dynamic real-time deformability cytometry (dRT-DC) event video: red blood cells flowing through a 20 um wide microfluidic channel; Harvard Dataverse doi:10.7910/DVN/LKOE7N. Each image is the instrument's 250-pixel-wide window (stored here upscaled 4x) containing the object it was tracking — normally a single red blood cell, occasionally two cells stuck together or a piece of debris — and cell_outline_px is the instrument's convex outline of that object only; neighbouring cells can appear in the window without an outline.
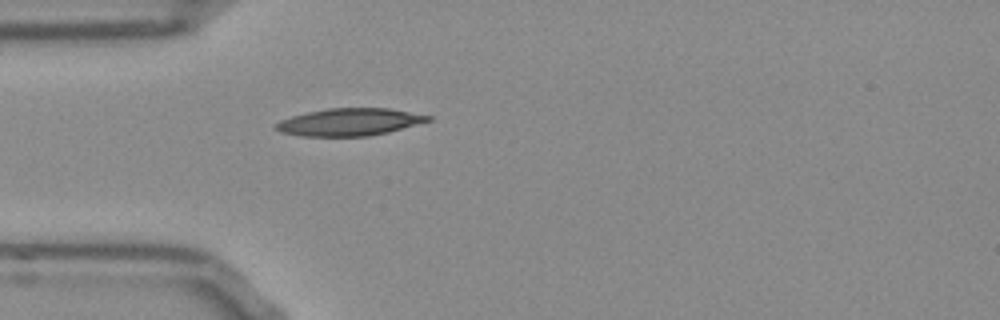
{"species": "Egyptian fruit bat (a non-hibernating species)", "species_latin": "Rousettus aegyptiacus", "temperature_condition": "room temperature", "stored_images_in_passage": 35, "camera_frame_rate_fps": 3000, "um_per_image_px": 0.085, "frame": {"image": 1, "passage_image": 1, "time_ms": 0.0, "image_size_px": [1000, 320], "cell_outline_px": [[432, 120], [388, 132], [368, 136], [304, 136], [280, 132], [276, 128], [276, 124], [280, 120], [292, 116], [308, 112], [328, 108], [388, 108], [432, 116]], "centroid_in_image_um": [29.72, 10.37], "position_along_channel_um": 55.3, "area_um2": 24.04}}
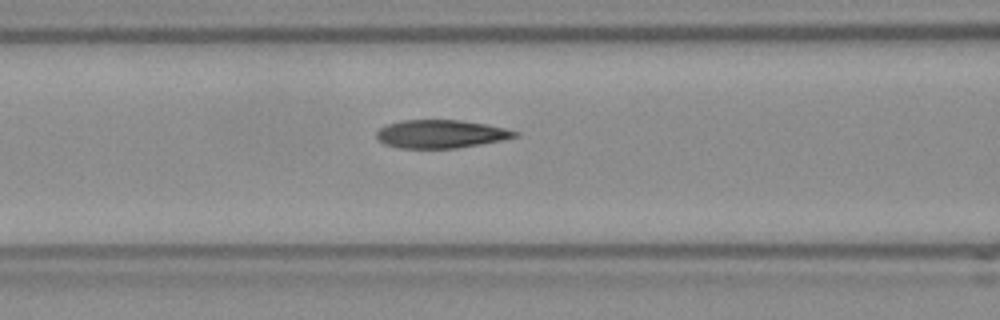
{"frame": {"image": 2, "passage_image": 7, "time_ms": 2.0, "image_size_px": [1000, 320], "cell_outline_px": [[520, 136], [480, 144], [456, 148], [400, 148], [384, 144], [376, 136], [376, 132], [380, 128], [388, 124], [404, 120], [460, 120], [484, 124], [504, 128], [520, 132]], "centroid_in_image_um": [37.47, 11.39], "position_along_channel_um": 129.1, "area_um2": 22.54}}
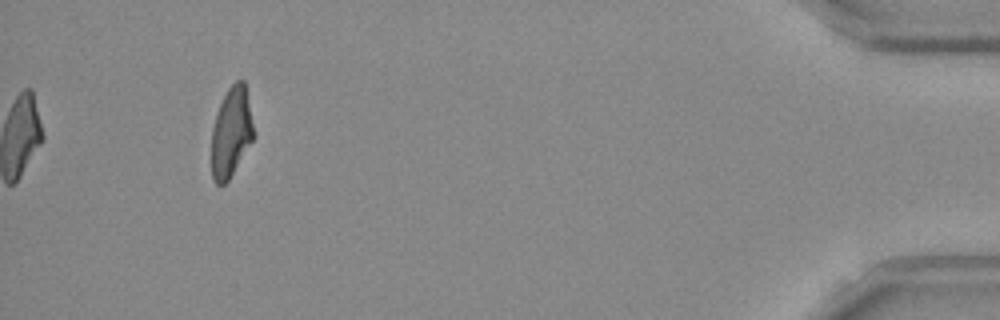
{"frame": {"image": 3, "passage_image": 35, "time_ms": 11.333, "image_size_px": [1000, 320], "cell_outline_px": [[256, 136], [228, 180], [224, 184], [216, 184], [212, 176], [212, 128], [216, 112], [228, 88], [236, 80], [244, 80], [256, 132]], "centroid_in_image_um": [19.68, 11.22], "position_along_channel_um": 415.5, "area_um2": 22.25}, "authors_computed_cell_mechanics": {"area_um2": 23.12, "velocity_mm_per_s": 3.8633, "shape_relaxation_time_tau1_ms": 8.8273, "shape_relaxation_time_tau2_ms": 1.9651, "deformation_change_tau1": 0.253, "deformation_change_tau2": 0.0998}}